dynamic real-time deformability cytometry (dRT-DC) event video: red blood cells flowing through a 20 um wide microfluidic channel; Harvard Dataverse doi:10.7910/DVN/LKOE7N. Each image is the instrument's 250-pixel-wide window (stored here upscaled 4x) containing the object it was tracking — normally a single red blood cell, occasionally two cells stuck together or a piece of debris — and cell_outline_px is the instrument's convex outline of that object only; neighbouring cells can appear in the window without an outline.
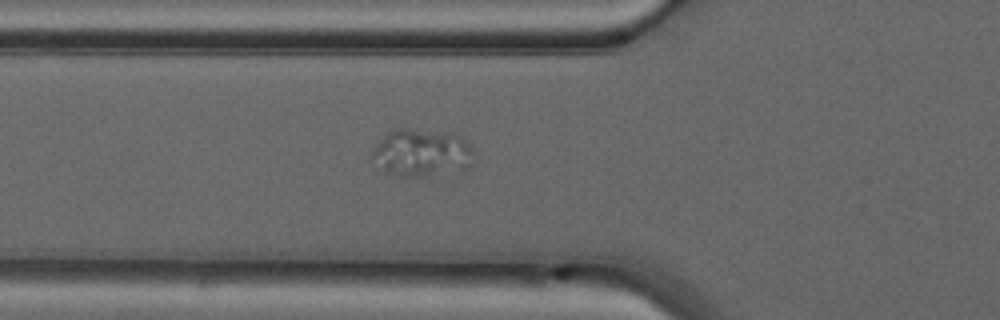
{"species": "common noctule bat (a hibernating species)", "species_latin": "Nyctalus noctula", "temperature_condition": "warm", "stored_images_in_passage": 36, "camera_frame_rate_fps": 3000, "um_per_image_px": 0.085, "animal": {"sex": "male", "forearm_length_mm": 52.5}, "frame": {"image": 1, "passage_image": 5, "time_ms": 1.333, "image_size_px": [1000, 320], "cell_outline_px": [[472, 164], [464, 172], [428, 176], [400, 176], [384, 172], [380, 168], [372, 156], [372, 148], [392, 128], [408, 128], [452, 132], [460, 136], [472, 148]], "centroid_in_image_um": [35.87, 12.99], "position_along_channel_um": 89.9, "area_um2": 28.84}}
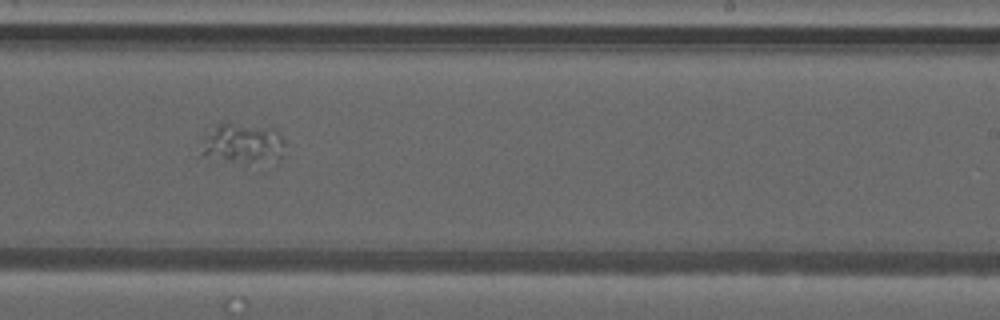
{"frame": {"image": 2, "passage_image": 18, "time_ms": 5.667, "image_size_px": [1000, 320], "cell_outline_px": [[284, 156], [280, 160], [256, 164], [244, 164], [200, 156], [204, 136], [216, 124], [232, 124], [276, 128], [280, 132], [284, 140]], "centroid_in_image_um": [20.69, 12.25], "position_along_channel_um": 268.3, "area_um2": 20.17}}
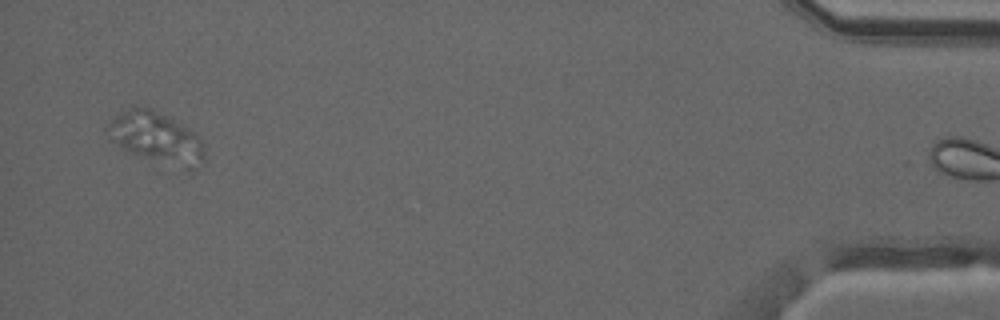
{"frame": {"image": 3, "passage_image": 35, "time_ms": 11.333, "image_size_px": [1000, 320], "cell_outline_px": [[204, 160], [192, 172], [184, 172], [132, 152], [108, 140], [104, 128], [116, 116], [132, 104], [152, 108], [180, 124], [192, 132], [200, 140], [204, 152]], "centroid_in_image_um": [13.26, 11.73], "position_along_channel_um": 421.9, "area_um2": 29.13}}